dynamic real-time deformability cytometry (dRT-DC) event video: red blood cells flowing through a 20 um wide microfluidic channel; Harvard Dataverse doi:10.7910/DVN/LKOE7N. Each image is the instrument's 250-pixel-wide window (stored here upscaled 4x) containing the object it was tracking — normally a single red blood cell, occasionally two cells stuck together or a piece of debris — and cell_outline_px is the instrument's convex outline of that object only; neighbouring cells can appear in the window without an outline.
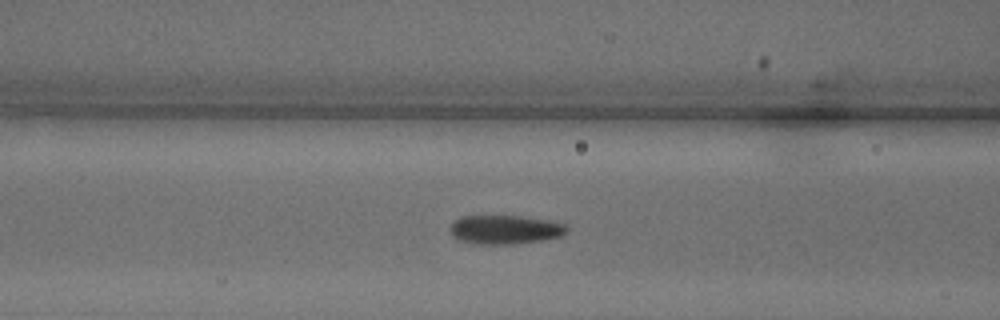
{"species": "common noctule bat (a hibernating species)", "species_latin": "Nyctalus noctula", "temperature_condition": "warm", "stored_images_in_passage": 32, "camera_frame_rate_fps": 3000, "um_per_image_px": 0.085, "animal": {"sex": "male", "body_mass_g": 18.8}, "frame": {"image": 1, "passage_image": 16, "time_ms": 5.0, "image_size_px": [1000, 320], "cell_outline_px": [[568, 232], [560, 236], [544, 240], [512, 244], [476, 244], [460, 240], [452, 236], [452, 220], [460, 216], [520, 216], [548, 220], [564, 224], [568, 228]], "centroid_in_image_um": [42.93, 19.51], "position_along_channel_um": 123.7, "area_um2": 19.65}}
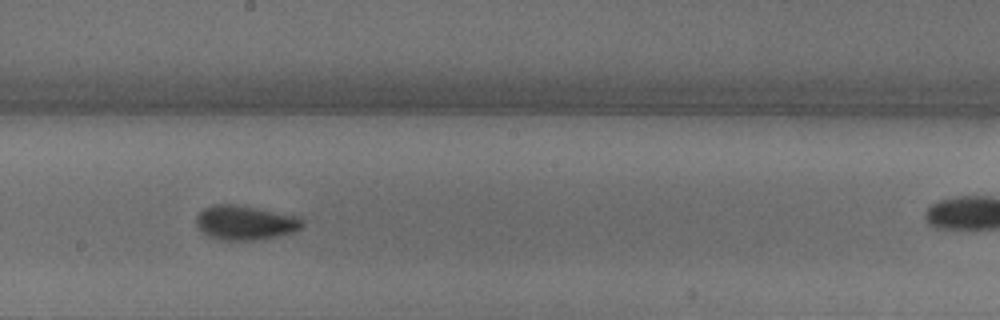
{"frame": {"image": 2, "passage_image": 22, "time_ms": 7.0, "image_size_px": [1000, 320], "cell_outline_px": [[304, 224], [300, 228], [292, 232], [276, 236], [256, 240], [220, 240], [208, 236], [200, 232], [196, 224], [196, 216], [204, 208], [212, 204], [236, 204], [300, 216], [304, 220]], "centroid_in_image_um": [20.82, 18.92], "position_along_channel_um": 227.4, "area_um2": 21.5}}
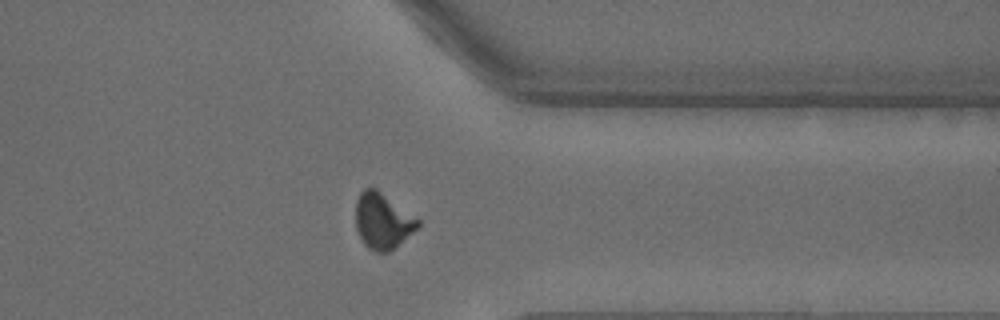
{"frame": {"image": 3, "passage_image": 31, "time_ms": 10.0, "image_size_px": [1000, 320], "cell_outline_px": [[420, 228], [388, 252], [376, 252], [368, 248], [364, 244], [356, 228], [356, 200], [360, 192], [364, 188], [376, 188], [420, 220]], "centroid_in_image_um": [32.53, 18.78], "position_along_channel_um": 378.9, "area_um2": 20.23}}